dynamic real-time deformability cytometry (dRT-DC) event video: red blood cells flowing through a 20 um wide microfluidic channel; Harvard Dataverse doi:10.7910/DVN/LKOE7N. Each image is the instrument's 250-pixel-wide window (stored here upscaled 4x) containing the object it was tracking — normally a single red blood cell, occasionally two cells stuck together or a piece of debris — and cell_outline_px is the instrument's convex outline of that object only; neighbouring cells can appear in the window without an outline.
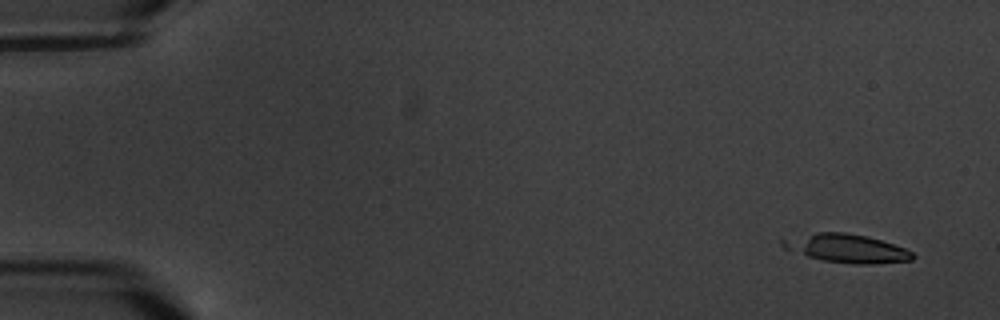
{"species": "common noctule bat (a hibernating species)", "species_latin": "Nyctalus noctula", "temperature_condition": "warm", "stored_images_in_passage": 16, "camera_frame_rate_fps": 3000, "um_per_image_px": 0.085, "animal": {"sex": "male", "body_mass_g": 20.1, "forearm_length_mm": 53.5}, "frame": {"image": 1, "passage_image": 1, "time_ms": 0.0, "image_size_px": [1000, 320], "cell_outline_px": [[916, 256], [912, 260], [872, 264], [852, 264], [824, 260], [808, 256], [784, 248], [780, 244], [780, 240], [816, 232], [844, 232], [864, 236], [880, 240], [904, 248], [912, 252]], "centroid_in_image_um": [71.97, 21.11], "position_along_channel_um": 13.0, "area_um2": 21.21}}
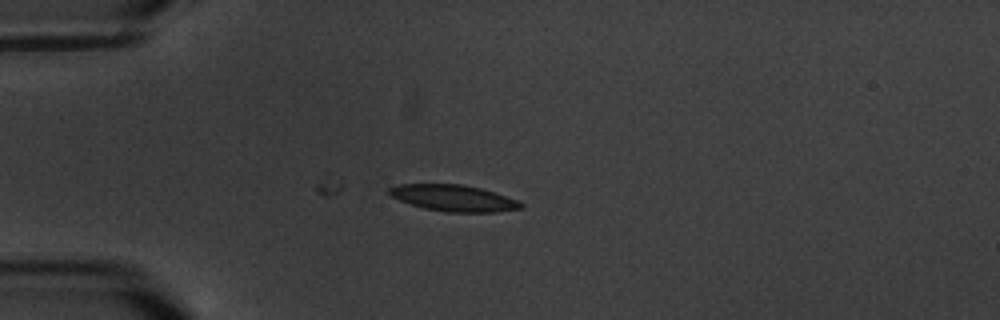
{"frame": {"image": 2, "passage_image": 4, "time_ms": 4.333, "image_size_px": [1000, 320], "cell_outline_px": [[524, 208], [496, 212], [444, 212], [424, 208], [400, 200], [392, 196], [388, 192], [388, 188], [400, 184], [460, 184], [480, 188], [516, 200], [524, 204]], "centroid_in_image_um": [38.55, 16.84], "position_along_channel_um": 46.4, "area_um2": 20.0}}
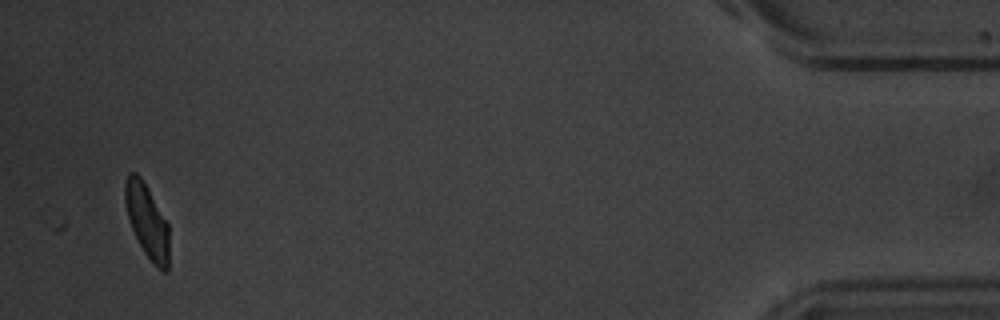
{"frame": {"image": 3, "passage_image": 16, "time_ms": 18.333, "image_size_px": [1000, 320], "cell_outline_px": [[168, 268], [164, 272], [144, 252], [128, 220], [124, 200], [124, 184], [128, 172], [136, 172], [140, 176], [168, 224]], "centroid_in_image_um": [12.46, 18.72], "position_along_channel_um": 422.7, "area_um2": 18.44}}